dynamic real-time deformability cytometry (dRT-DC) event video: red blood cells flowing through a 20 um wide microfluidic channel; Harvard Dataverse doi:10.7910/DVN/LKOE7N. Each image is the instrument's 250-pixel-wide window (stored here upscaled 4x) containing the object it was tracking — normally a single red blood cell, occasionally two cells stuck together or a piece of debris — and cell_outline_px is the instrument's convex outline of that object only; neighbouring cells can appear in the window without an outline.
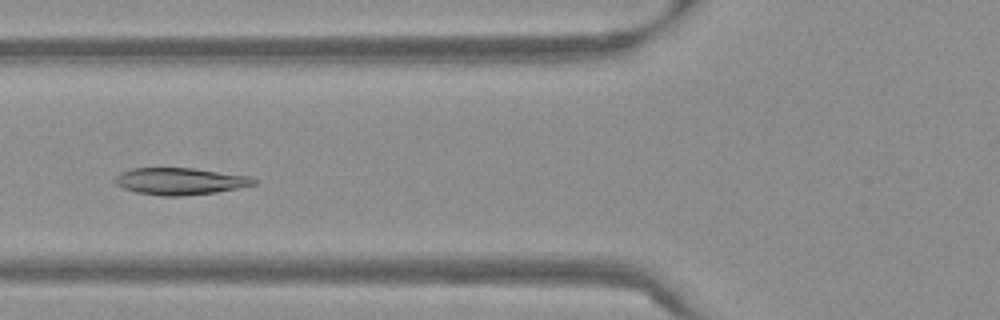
{"species": "Egyptian fruit bat (a non-hibernating species)", "species_latin": "Rousettus aegyptiacus", "temperature_condition": "warm", "stored_images_in_passage": 50, "camera_frame_rate_fps": 3000, "um_per_image_px": 0.085, "frame": {"image": 1, "passage_image": 17, "time_ms": 5.333, "image_size_px": [1000, 320], "cell_outline_px": [[256, 184], [216, 192], [180, 196], [160, 196], [136, 192], [124, 188], [116, 184], [112, 180], [120, 172], [132, 168], [192, 168], [248, 176], [256, 180]], "centroid_in_image_um": [15.24, 15.4], "position_along_channel_um": 110.6, "area_um2": 21.62}}
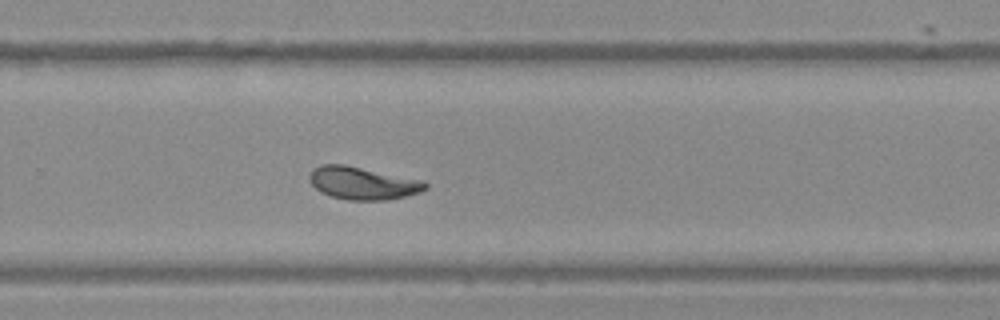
{"frame": {"image": 2, "passage_image": 32, "time_ms": 10.333, "image_size_px": [1000, 320], "cell_outline_px": [[428, 188], [420, 192], [388, 200], [348, 200], [332, 196], [320, 192], [308, 180], [308, 176], [312, 168], [320, 164], [344, 164], [424, 180], [428, 184]], "centroid_in_image_um": [30.82, 15.55], "position_along_channel_um": 299.0, "area_um2": 22.25}}
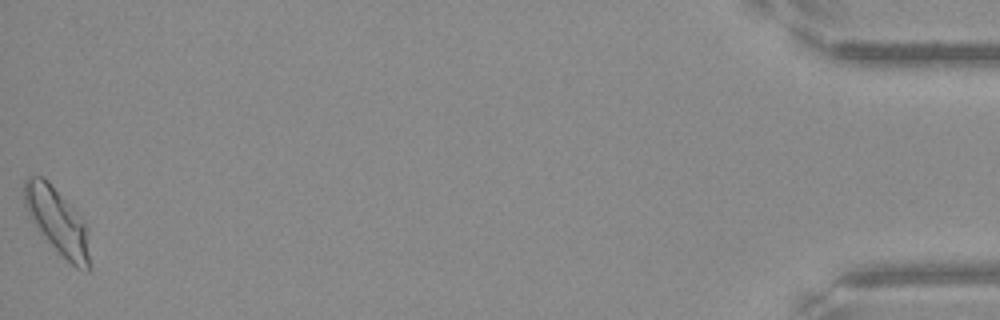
{"frame": {"image": 3, "passage_image": 50, "time_ms": 16.333, "image_size_px": [1000, 320], "cell_outline_px": [[88, 272], [76, 268], [48, 240], [32, 220], [24, 204], [24, 180], [28, 176], [40, 176], [48, 180], [84, 220], [88, 228]], "centroid_in_image_um": [4.88, 18.74], "position_along_channel_um": 430.3, "area_um2": 24.45}, "authors_computed_cell_mechanics": {"area_um2": 22.0507, "velocity_mm_per_s": 3.765, "shape_relaxation_time_tau1_ms": 3.4556, "shape_relaxation_time_tau2_ms": 1.8982, "deformation_change_tau1": 0.1426, "deformation_change_tau2": 0.0681}}